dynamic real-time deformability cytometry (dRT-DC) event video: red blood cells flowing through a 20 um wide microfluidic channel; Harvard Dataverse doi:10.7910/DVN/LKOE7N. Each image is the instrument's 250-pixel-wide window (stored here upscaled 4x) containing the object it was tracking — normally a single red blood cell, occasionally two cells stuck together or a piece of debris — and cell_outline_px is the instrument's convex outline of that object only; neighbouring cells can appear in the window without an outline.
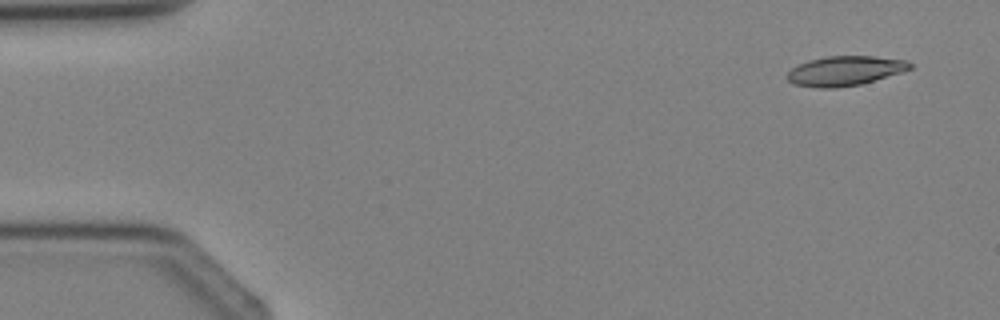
{"species": "Egyptian fruit bat (a non-hibernating species)", "species_latin": "Rousettus aegyptiacus", "temperature_condition": "cold", "stored_images_in_passage": 4, "camera_frame_rate_fps": 3000, "um_per_image_px": 0.085, "animal": {"sex": "female"}, "frame": {"image": 1, "passage_image": 4, "time_ms": 4.333, "image_size_px": [1000, 320], "cell_outline_px": [[912, 68], [900, 72], [860, 84], [836, 88], [820, 88], [796, 84], [788, 80], [784, 76], [792, 68], [808, 60], [828, 56], [872, 56], [908, 60], [912, 64]], "centroid_in_image_um": [71.8, 6.01], "position_along_channel_um": 13.2, "area_um2": 20.98}}